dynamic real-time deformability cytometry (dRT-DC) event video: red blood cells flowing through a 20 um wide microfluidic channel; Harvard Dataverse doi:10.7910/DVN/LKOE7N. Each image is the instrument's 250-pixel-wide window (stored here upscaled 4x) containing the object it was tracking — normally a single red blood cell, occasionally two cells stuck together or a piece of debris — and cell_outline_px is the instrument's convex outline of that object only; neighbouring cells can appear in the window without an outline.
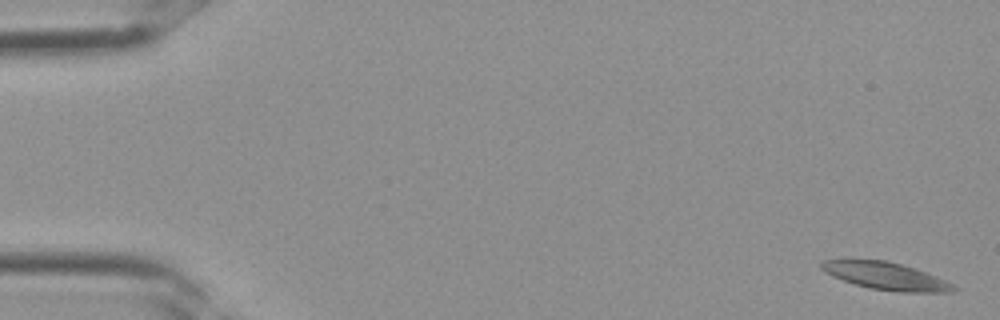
{"species": "Egyptian fruit bat (a non-hibernating species)", "species_latin": "Rousettus aegyptiacus", "temperature_condition": "room temperature", "stored_images_in_passage": 3, "camera_frame_rate_fps": 3000, "um_per_image_px": 0.085, "frame": {"image": 1, "passage_image": 1, "time_ms": 0.0, "image_size_px": [1000, 320], "cell_outline_px": [[960, 288], [952, 292], [900, 292], [868, 288], [832, 276], [824, 272], [820, 268], [820, 260], [844, 256], [888, 260], [916, 268], [936, 276]], "centroid_in_image_um": [75.18, 23.39], "position_along_channel_um": 9.8, "area_um2": 22.14}}